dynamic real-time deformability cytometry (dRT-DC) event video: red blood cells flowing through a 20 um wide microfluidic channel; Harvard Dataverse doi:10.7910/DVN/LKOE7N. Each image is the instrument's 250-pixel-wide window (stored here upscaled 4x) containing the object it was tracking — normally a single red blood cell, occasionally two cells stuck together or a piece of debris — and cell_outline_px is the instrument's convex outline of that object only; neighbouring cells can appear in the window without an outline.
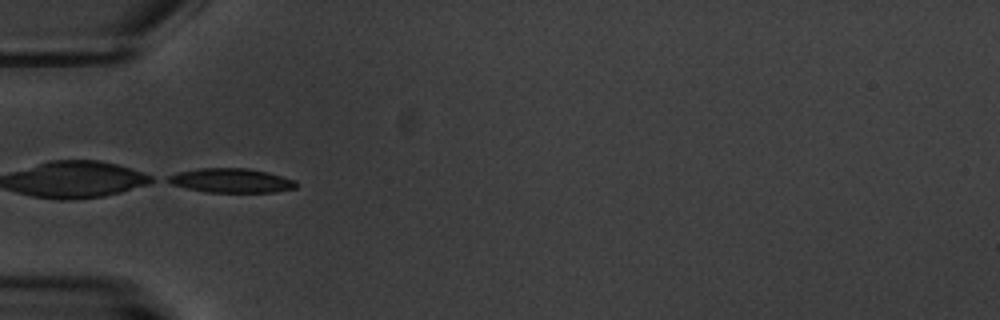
{"species": "common noctule bat (a hibernating species)", "species_latin": "Nyctalus noctula", "temperature_condition": "warm", "stored_images_in_passage": 6, "camera_frame_rate_fps": 3000, "um_per_image_px": 0.085, "animal": {"sex": "male", "body_mass_g": 20.1, "forearm_length_mm": 53.5}, "frame": {"image": 1, "passage_image": 5, "time_ms": 5.0, "image_size_px": [1000, 320], "cell_outline_px": [[296, 188], [276, 192], [204, 192], [172, 184], [164, 180], [168, 176], [176, 172], [200, 168], [248, 168], [268, 172], [296, 180]], "centroid_in_image_um": [19.65, 15.34], "position_along_channel_um": 65.4, "area_um2": 18.21}}